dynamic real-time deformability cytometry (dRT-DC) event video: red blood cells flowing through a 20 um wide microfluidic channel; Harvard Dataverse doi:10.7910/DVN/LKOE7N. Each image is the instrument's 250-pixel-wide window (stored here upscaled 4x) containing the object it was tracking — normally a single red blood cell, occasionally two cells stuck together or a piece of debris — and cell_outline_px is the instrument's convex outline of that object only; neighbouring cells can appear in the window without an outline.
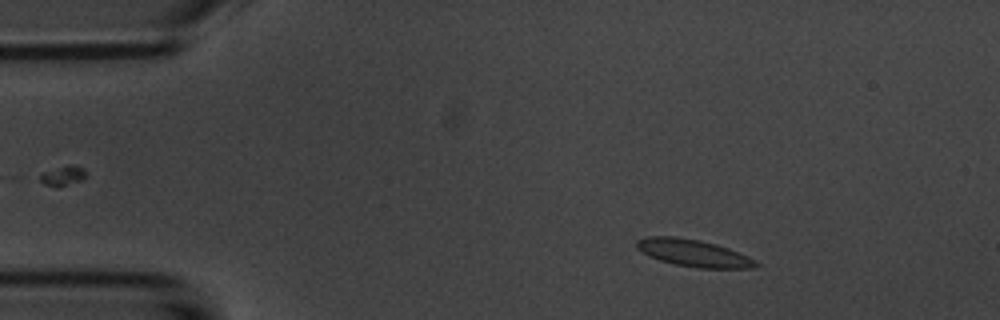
{"species": "common noctule bat (a hibernating species)", "species_latin": "Nyctalus noctula", "temperature_condition": "room temperature", "stored_images_in_passage": 3, "camera_frame_rate_fps": 3000, "um_per_image_px": 0.085, "animal": {"sex": "male", "body_mass_g": 20.1, "forearm_length_mm": 53.5}, "frame": {"image": 1, "passage_image": 1, "time_ms": 0.0, "image_size_px": [1000, 320], "cell_outline_px": [[760, 264], [756, 268], [696, 268], [676, 264], [660, 260], [648, 256], [636, 248], [636, 240], [648, 236], [676, 236], [700, 240], [716, 244], [728, 248], [756, 260]], "centroid_in_image_um": [58.93, 21.5], "position_along_channel_um": 26.1, "area_um2": 18.9}}